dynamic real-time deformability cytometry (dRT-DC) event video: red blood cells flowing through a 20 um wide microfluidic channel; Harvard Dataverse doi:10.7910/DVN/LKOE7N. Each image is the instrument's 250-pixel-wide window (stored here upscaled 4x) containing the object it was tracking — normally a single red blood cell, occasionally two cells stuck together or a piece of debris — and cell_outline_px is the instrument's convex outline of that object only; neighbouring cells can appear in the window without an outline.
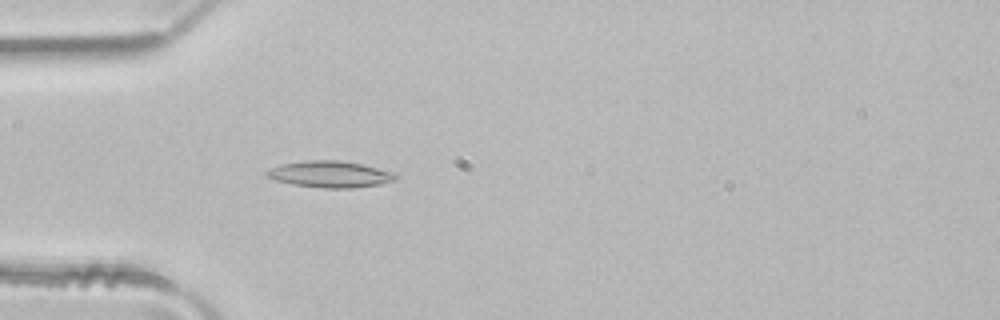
{"species": "common noctule bat (a hibernating species)", "species_latin": "Nyctalus noctula", "temperature_condition": "room temperature", "stored_images_in_passage": 31, "camera_frame_rate_fps": 3000, "um_per_image_px": 0.085, "animal": {"sex": "male", "body_mass_g": 21.5, "forearm_length_mm": 52.0}, "frame": {"image": 1, "passage_image": 3, "time_ms": 0.667, "image_size_px": [1000, 320], "cell_outline_px": [[396, 180], [380, 184], [352, 188], [324, 188], [292, 184], [276, 180], [268, 176], [264, 172], [268, 168], [280, 164], [304, 160], [340, 160], [360, 164], [396, 172]], "centroid_in_image_um": [28.04, 14.8], "position_along_channel_um": 57.0, "area_um2": 19.94}}
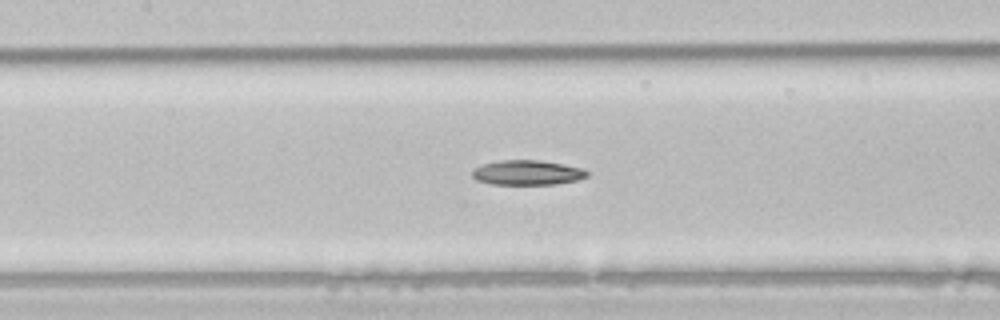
{"frame": {"image": 2, "passage_image": 11, "time_ms": 3.333, "image_size_px": [1000, 320], "cell_outline_px": [[588, 176], [576, 180], [556, 184], [492, 184], [476, 180], [472, 176], [472, 172], [476, 168], [484, 164], [500, 160], [540, 160], [564, 164], [584, 168], [588, 172]], "centroid_in_image_um": [44.85, 14.67], "position_along_channel_um": 162.6, "area_um2": 16.53}}
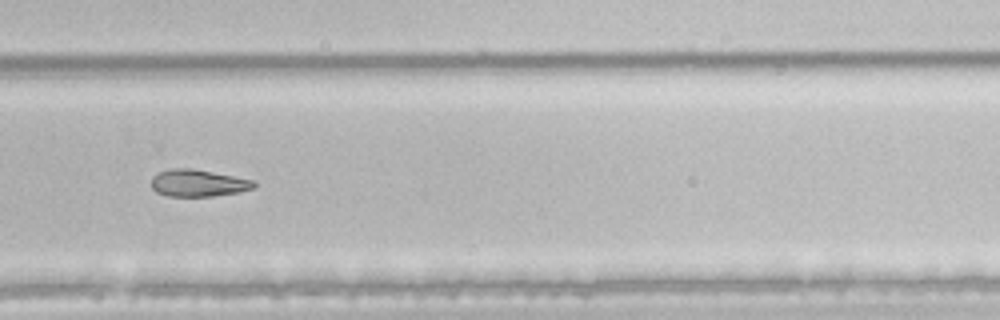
{"frame": {"image": 3, "passage_image": 22, "time_ms": 7.0, "image_size_px": [1000, 320], "cell_outline_px": [[256, 188], [240, 192], [212, 196], [168, 196], [156, 192], [152, 188], [152, 176], [160, 172], [172, 168], [192, 168], [256, 180]], "centroid_in_image_um": [16.89, 15.56], "position_along_channel_um": 312.9, "area_um2": 16.3}, "authors_computed_cell_mechanics": {"area_um2": 16.8198, "velocity_mm_per_s": 4.1217, "shape_relaxation_time_tau1_ms": 6.8158, "shape_relaxation_time_tau2_ms": null, "deformation_change_tau1": 0.1286, "deformation_change_tau2": null}}